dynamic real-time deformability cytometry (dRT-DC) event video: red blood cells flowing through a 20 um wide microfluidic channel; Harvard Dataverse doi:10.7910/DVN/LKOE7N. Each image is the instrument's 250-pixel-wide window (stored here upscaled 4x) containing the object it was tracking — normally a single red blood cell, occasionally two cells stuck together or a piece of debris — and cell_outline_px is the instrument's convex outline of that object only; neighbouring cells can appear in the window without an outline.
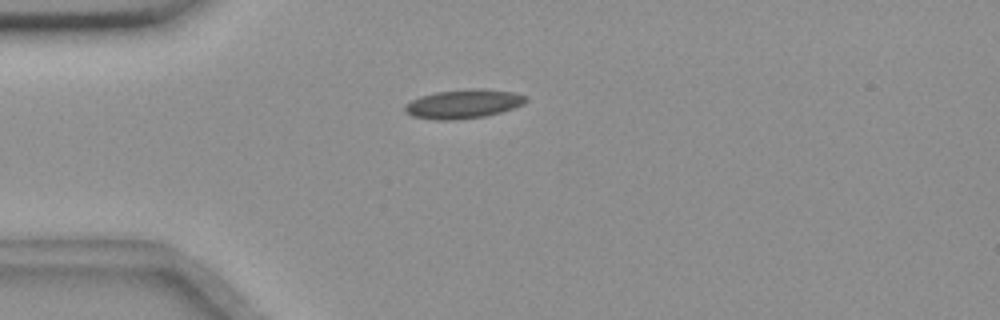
{"species": "common noctule bat (a hibernating species)", "species_latin": "Nyctalus noctula", "temperature_condition": "room temperature", "stored_images_in_passage": 11, "camera_frame_rate_fps": 3000, "um_per_image_px": 0.085, "animal": {"sex": "female", "body_mass_g": 18.4}, "frame": {"image": 1, "passage_image": 4, "time_ms": 4.333, "image_size_px": [1000, 320], "cell_outline_px": [[528, 100], [524, 104], [500, 112], [484, 116], [452, 120], [436, 120], [412, 116], [404, 108], [404, 104], [420, 96], [436, 92], [468, 88], [476, 88], [512, 92], [528, 96]], "centroid_in_image_um": [39.39, 8.82], "position_along_channel_um": 45.6, "area_um2": 20.35}}
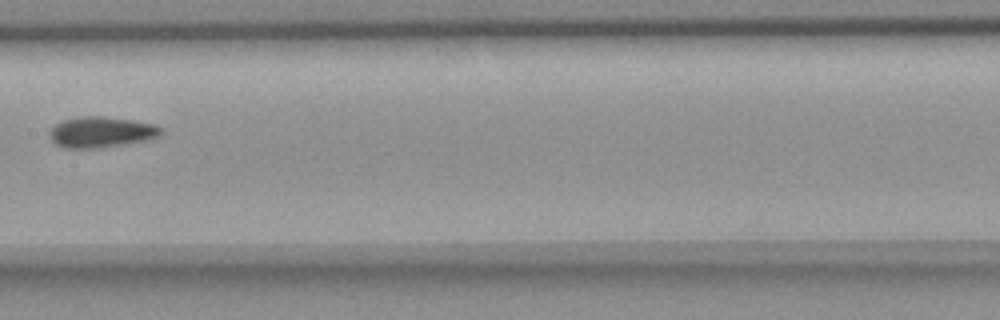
{"frame": {"image": 2, "passage_image": 8, "time_ms": 9.0, "image_size_px": [1000, 320], "cell_outline_px": [[164, 132], [160, 136], [148, 140], [96, 148], [64, 148], [56, 144], [48, 136], [48, 132], [56, 124], [64, 120], [76, 116], [104, 116], [132, 120], [156, 124], [164, 128]], "centroid_in_image_um": [8.63, 11.22], "position_along_channel_um": 198.8, "area_um2": 20.23}}
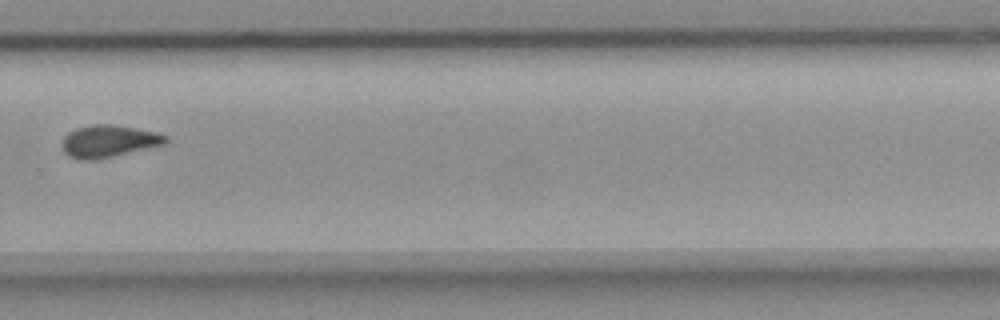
{"frame": {"image": 3, "passage_image": 11, "time_ms": 12.333, "image_size_px": [1000, 320], "cell_outline_px": [[168, 140], [164, 144], [96, 160], [76, 160], [68, 156], [64, 152], [60, 144], [64, 136], [68, 132], [76, 128], [92, 124], [116, 124], [156, 132], [168, 136]], "centroid_in_image_um": [9.18, 12.0], "position_along_channel_um": 320.6, "area_um2": 19.65}}